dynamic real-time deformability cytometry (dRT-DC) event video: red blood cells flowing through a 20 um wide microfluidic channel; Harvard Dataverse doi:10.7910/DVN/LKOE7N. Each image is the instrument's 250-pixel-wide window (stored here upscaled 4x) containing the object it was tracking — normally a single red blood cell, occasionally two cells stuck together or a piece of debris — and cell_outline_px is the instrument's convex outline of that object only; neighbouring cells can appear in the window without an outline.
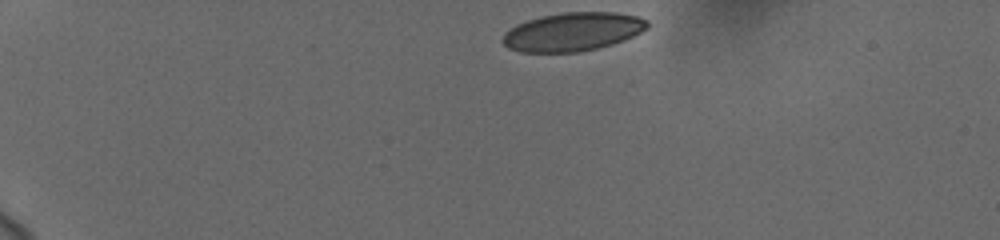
{"species": "human", "species_latin": "Homo sapiens", "temperature_condition": "cold", "stored_images_in_passage": 2, "camera_frame_rate_fps": 3000, "um_per_image_px": 0.085, "donor": {"sex": "female"}, "frame": {"image": 1, "passage_image": 1, "time_ms": 0.0, "image_size_px": [1000, 240], "cell_outline_px": [[648, 28], [624, 40], [612, 44], [580, 52], [520, 52], [508, 48], [500, 40], [504, 32], [516, 24], [540, 16], [564, 12], [616, 12], [640, 16], [648, 20]], "centroid_in_image_um": [48.67, 2.69], "position_along_channel_um": 36.3, "area_um2": 32.71}}